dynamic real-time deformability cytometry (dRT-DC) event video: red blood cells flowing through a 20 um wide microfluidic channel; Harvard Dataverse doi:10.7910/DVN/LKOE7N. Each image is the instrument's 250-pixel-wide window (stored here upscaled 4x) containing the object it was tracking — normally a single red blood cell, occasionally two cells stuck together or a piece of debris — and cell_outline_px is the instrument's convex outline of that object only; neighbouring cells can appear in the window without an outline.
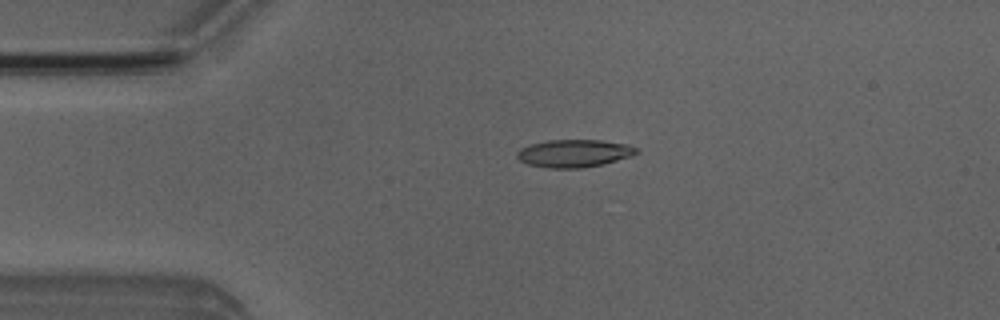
{"species": "Egyptian fruit bat (a non-hibernating species)", "species_latin": "Rousettus aegyptiacus", "temperature_condition": "room temperature", "stored_images_in_passage": 4, "camera_frame_rate_fps": 3000, "um_per_image_px": 0.085, "animal": {"sex": "male"}, "frame": {"image": 1, "passage_image": 2, "time_ms": 1.0, "image_size_px": [1000, 320], "cell_outline_px": [[640, 152], [632, 156], [604, 164], [580, 168], [548, 168], [528, 164], [520, 160], [516, 156], [516, 152], [520, 148], [532, 144], [548, 140], [600, 140], [628, 144], [640, 148]], "centroid_in_image_um": [48.85, 13.03], "position_along_channel_um": 36.2, "area_um2": 19.42}}